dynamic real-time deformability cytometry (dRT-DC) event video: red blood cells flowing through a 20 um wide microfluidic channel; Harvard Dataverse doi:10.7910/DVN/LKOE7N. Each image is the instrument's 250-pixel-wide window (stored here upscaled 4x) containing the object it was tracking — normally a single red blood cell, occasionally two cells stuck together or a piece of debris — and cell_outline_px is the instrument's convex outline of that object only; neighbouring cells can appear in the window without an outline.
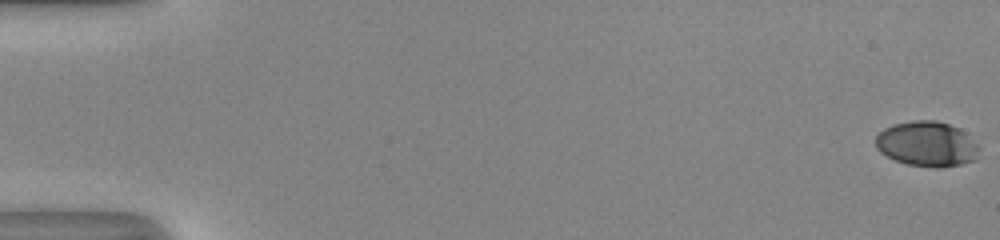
{"species": "human", "species_latin": "Homo sapiens", "temperature_condition": "room temperature", "stored_images_in_passage": 53, "camera_frame_rate_fps": 3000, "um_per_image_px": 0.085, "donor": {"sex": "male"}, "frame": {"image": 1, "passage_image": 1, "time_ms": 0.0, "image_size_px": [1000, 240], "cell_outline_px": [[980, 148], [976, 160], [960, 164], [940, 168], [936, 168], [908, 164], [896, 160], [880, 152], [876, 148], [876, 136], [884, 128], [892, 124], [912, 120], [936, 120], [960, 128]], "centroid_in_image_um": [78.79, 12.23], "position_along_channel_um": 6.2, "area_um2": 27.22}}
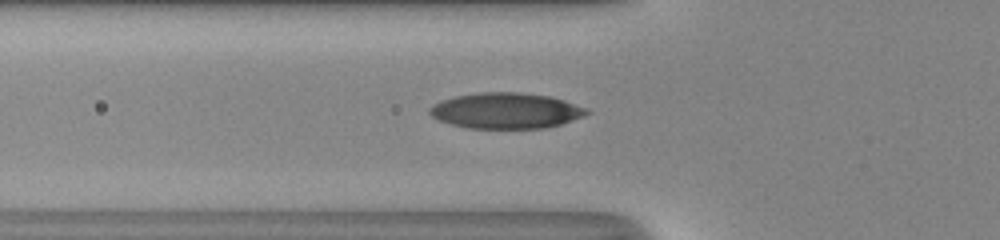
{"frame": {"image": 2, "passage_image": 21, "time_ms": 6.667, "image_size_px": [1000, 240], "cell_outline_px": [[592, 112], [584, 116], [560, 124], [544, 128], [468, 128], [452, 124], [440, 120], [432, 116], [428, 112], [428, 108], [432, 104], [440, 100], [456, 96], [480, 92], [516, 92], [548, 96], [564, 100], [588, 108]], "centroid_in_image_um": [43.0, 9.4], "position_along_channel_um": 82.8, "area_um2": 32.71}}
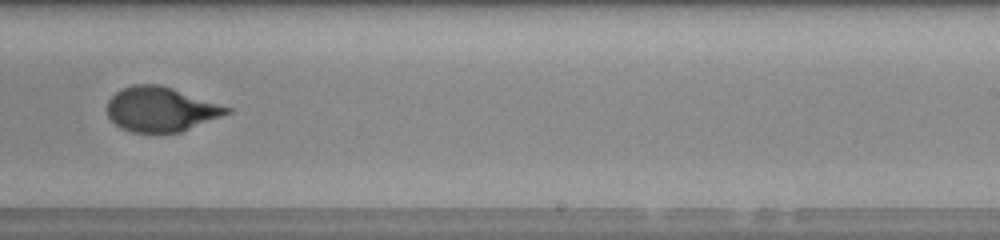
{"frame": {"image": 3, "passage_image": 35, "time_ms": 11.333, "image_size_px": [1000, 240], "cell_outline_px": [[232, 112], [180, 132], [132, 132], [120, 128], [108, 116], [108, 100], [120, 88], [132, 84], [160, 84], [232, 108]], "centroid_in_image_um": [13.65, 9.28], "position_along_channel_um": 275.3, "area_um2": 30.92}, "authors_computed_cell_mechanics": {"area_um2": 30.5184, "velocity_mm_per_s": 4.1267, "shape_relaxation_time_tau1_ms": 4.0452, "shape_relaxation_time_tau2_ms": 0.8143, "deformation_change_tau1": 0.1884, "deformation_change_tau2": 0.0581}}